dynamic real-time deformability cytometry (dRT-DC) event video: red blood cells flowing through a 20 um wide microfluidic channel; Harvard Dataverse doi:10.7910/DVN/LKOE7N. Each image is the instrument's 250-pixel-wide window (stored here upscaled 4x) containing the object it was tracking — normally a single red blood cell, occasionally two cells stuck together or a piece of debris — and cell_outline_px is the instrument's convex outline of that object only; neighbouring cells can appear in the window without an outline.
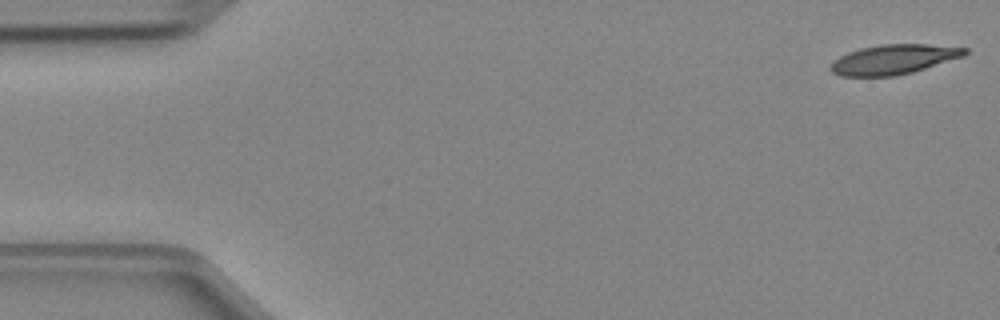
{"species": "Egyptian fruit bat (a non-hibernating species)", "species_latin": "Rousettus aegyptiacus", "temperature_condition": "cold", "stored_images_in_passage": 47, "camera_frame_rate_fps": 3000, "um_per_image_px": 0.085, "animal": {"sex": "female"}, "frame": {"image": 1, "passage_image": 1, "time_ms": 0.0, "image_size_px": [1000, 320], "cell_outline_px": [[968, 52], [964, 56], [912, 72], [896, 76], [840, 76], [832, 72], [828, 68], [832, 60], [848, 52], [860, 48], [884, 44], [928, 44], [968, 48]], "centroid_in_image_um": [75.93, 5.05], "position_along_channel_um": 9.1, "area_um2": 23.29}}
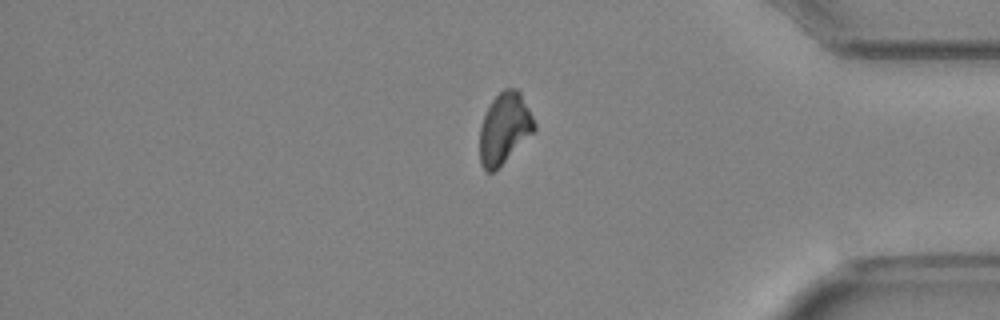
{"frame": {"image": 2, "passage_image": 39, "time_ms": 12.667, "image_size_px": [1000, 320], "cell_outline_px": [[536, 132], [492, 172], [484, 172], [480, 164], [480, 128], [484, 116], [492, 100], [504, 88], [516, 88], [520, 92], [536, 124]], "centroid_in_image_um": [42.89, 10.92], "position_along_channel_um": 392.3, "area_um2": 22.48}}
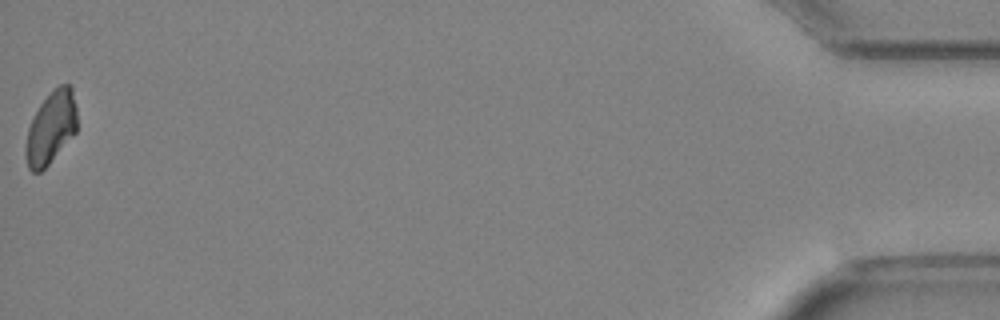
{"frame": {"image": 3, "passage_image": 47, "time_ms": 15.333, "image_size_px": [1000, 320], "cell_outline_px": [[76, 132], [48, 164], [40, 172], [32, 172], [28, 168], [24, 152], [24, 148], [28, 128], [40, 104], [60, 84], [72, 84], [76, 108]], "centroid_in_image_um": [4.32, 10.87], "position_along_channel_um": 430.9, "area_um2": 21.44}}